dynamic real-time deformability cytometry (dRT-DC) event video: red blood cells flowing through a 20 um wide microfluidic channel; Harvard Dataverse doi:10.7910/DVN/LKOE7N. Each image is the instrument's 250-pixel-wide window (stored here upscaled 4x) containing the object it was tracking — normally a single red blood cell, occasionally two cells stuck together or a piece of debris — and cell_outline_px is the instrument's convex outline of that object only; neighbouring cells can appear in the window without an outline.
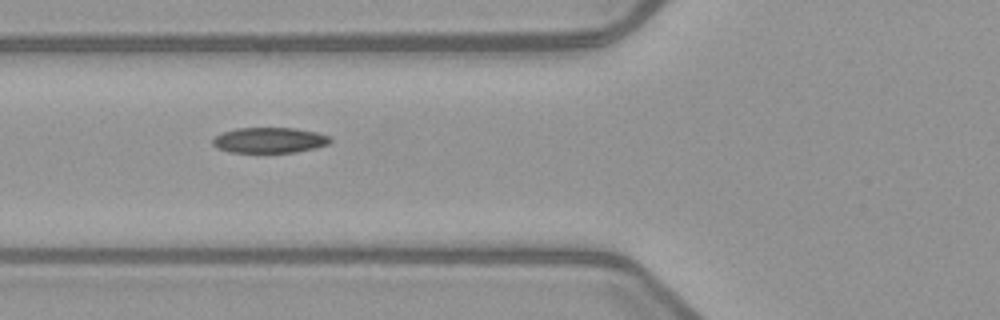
{"species": "common noctule bat (a hibernating species)", "species_latin": "Nyctalus noctula", "temperature_condition": "warm", "stored_images_in_passage": 6, "camera_frame_rate_fps": 3000, "um_per_image_px": 0.085, "animal": {"sex": "female", "body_mass_g": 21.9}, "frame": {"image": 1, "passage_image": 4, "time_ms": 5.667, "image_size_px": [1000, 320], "cell_outline_px": [[332, 140], [328, 144], [316, 148], [296, 152], [232, 152], [216, 148], [212, 144], [212, 140], [216, 136], [224, 132], [236, 128], [296, 128], [316, 132], [328, 136]], "centroid_in_image_um": [22.91, 11.91], "position_along_channel_um": 102.9, "area_um2": 17.4}}
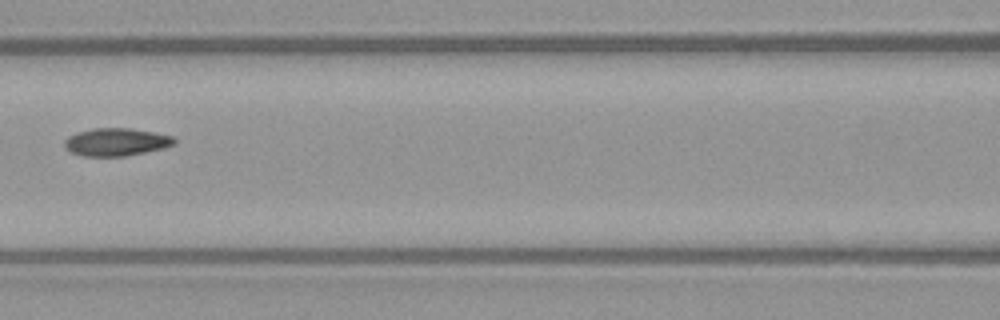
{"frame": {"image": 2, "passage_image": 5, "time_ms": 7.0, "image_size_px": [1000, 320], "cell_outline_px": [[176, 144], [164, 148], [124, 156], [80, 156], [64, 148], [64, 140], [68, 136], [76, 132], [92, 128], [128, 128], [152, 132], [172, 136], [176, 140]], "centroid_in_image_um": [9.84, 12.07], "position_along_channel_um": 156.8, "area_um2": 17.8}}
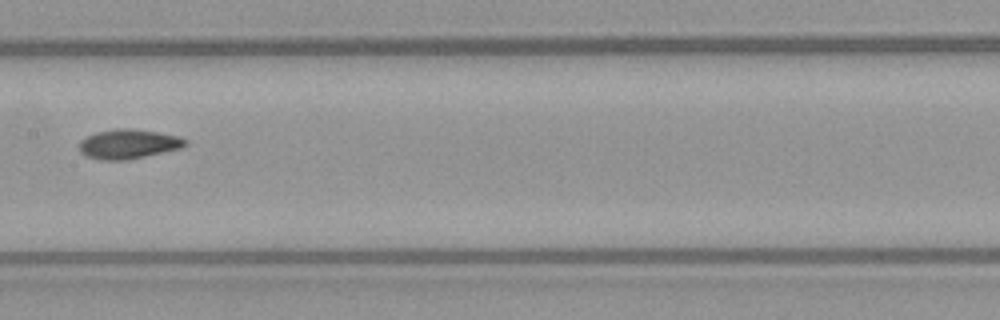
{"frame": {"image": 3, "passage_image": 6, "time_ms": 8.0, "image_size_px": [1000, 320], "cell_outline_px": [[188, 144], [180, 148], [128, 160], [100, 160], [84, 156], [80, 152], [80, 140], [96, 132], [116, 128], [128, 128], [156, 132], [180, 136], [188, 140]], "centroid_in_image_um": [10.91, 12.24], "position_along_channel_um": 196.5, "area_um2": 18.26}}